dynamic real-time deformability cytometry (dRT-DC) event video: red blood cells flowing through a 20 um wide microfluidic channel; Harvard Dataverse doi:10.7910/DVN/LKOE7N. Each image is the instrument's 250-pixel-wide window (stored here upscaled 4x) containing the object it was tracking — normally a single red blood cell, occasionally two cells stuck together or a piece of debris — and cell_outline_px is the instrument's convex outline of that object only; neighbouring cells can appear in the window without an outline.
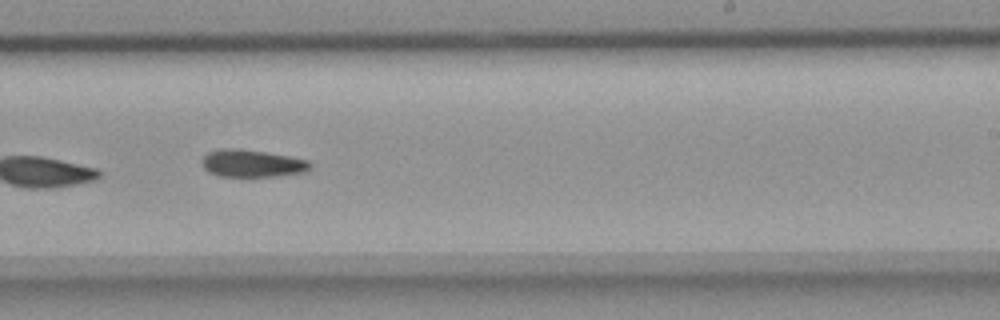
{"species": "common noctule bat (a hibernating species)", "species_latin": "Nyctalus noctula", "temperature_condition": "room temperature", "stored_images_in_passage": 10, "camera_frame_rate_fps": 3000, "um_per_image_px": 0.085, "animal": {"sex": "female", "body_mass_g": 18.4}, "frame": {"image": 1, "passage_image": 9, "time_ms": 2.667, "image_size_px": [1000, 320], "cell_outline_px": [[312, 164], [308, 172], [276, 176], [220, 176], [204, 168], [204, 156], [208, 152], [220, 148], [240, 148], [288, 156], [308, 160]], "centroid_in_image_um": [21.48, 13.88], "position_along_channel_um": 267.5, "area_um2": 17.11}}
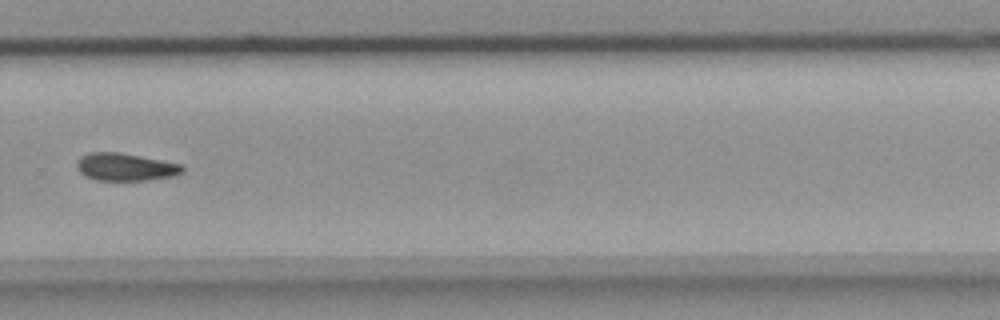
{"frame": {"image": 2, "passage_image": 10, "time_ms": 3.0, "image_size_px": [1000, 320], "cell_outline_px": [[184, 172], [176, 176], [148, 180], [96, 180], [84, 176], [76, 168], [76, 160], [80, 156], [88, 152], [120, 152], [184, 164]], "centroid_in_image_um": [10.67, 14.19], "position_along_channel_um": 319.1, "area_um2": 17.4}}